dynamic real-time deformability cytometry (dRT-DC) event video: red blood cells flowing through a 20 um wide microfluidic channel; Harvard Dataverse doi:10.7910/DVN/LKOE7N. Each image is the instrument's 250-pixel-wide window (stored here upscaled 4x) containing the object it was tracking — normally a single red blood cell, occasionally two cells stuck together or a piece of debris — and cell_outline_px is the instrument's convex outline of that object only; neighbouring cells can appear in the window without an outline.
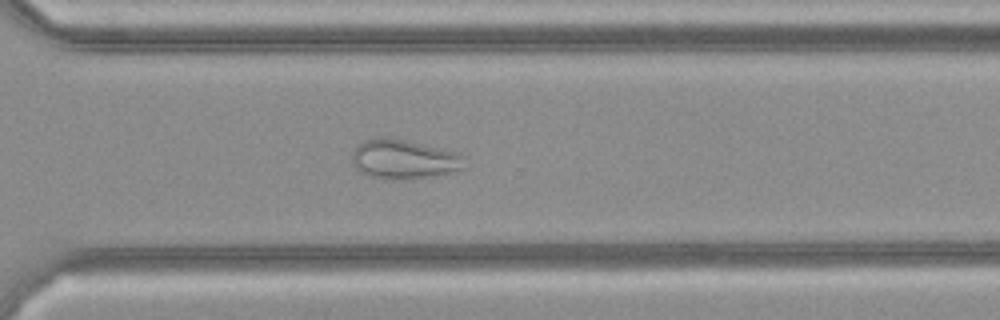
{"species": "common noctule bat (a hibernating species)", "species_latin": "Nyctalus noctula", "temperature_condition": "cold", "stored_images_in_passage": 36, "camera_frame_rate_fps": 3000, "um_per_image_px": 0.085, "animal": {"sex": "female", "body_mass_g": 21.9}, "frame": {"image": 1, "passage_image": 26, "time_ms": 8.333, "image_size_px": [1000, 320], "cell_outline_px": [[472, 164], [452, 172], [400, 180], [368, 176], [360, 172], [356, 168], [352, 160], [352, 152], [360, 144], [368, 140], [380, 136], [384, 136], [404, 140], [456, 152], [468, 156]], "centroid_in_image_um": [34.41, 13.54], "position_along_channel_um": 336.2, "area_um2": 25.84}}
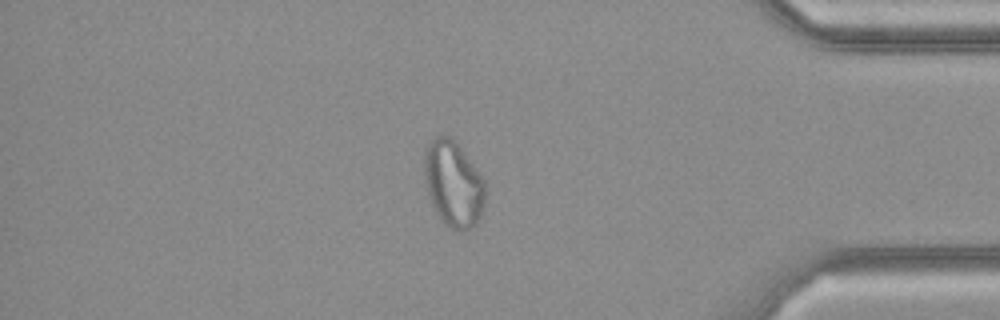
{"frame": {"image": 2, "passage_image": 31, "time_ms": 10.0, "image_size_px": [1000, 320], "cell_outline_px": [[484, 204], [480, 216], [468, 228], [460, 232], [456, 232], [444, 224], [440, 220], [432, 204], [424, 184], [424, 148], [432, 140], [440, 136], [448, 136], [456, 140], [484, 180]], "centroid_in_image_um": [38.49, 15.62], "position_along_channel_um": 396.7, "area_um2": 30.46}}